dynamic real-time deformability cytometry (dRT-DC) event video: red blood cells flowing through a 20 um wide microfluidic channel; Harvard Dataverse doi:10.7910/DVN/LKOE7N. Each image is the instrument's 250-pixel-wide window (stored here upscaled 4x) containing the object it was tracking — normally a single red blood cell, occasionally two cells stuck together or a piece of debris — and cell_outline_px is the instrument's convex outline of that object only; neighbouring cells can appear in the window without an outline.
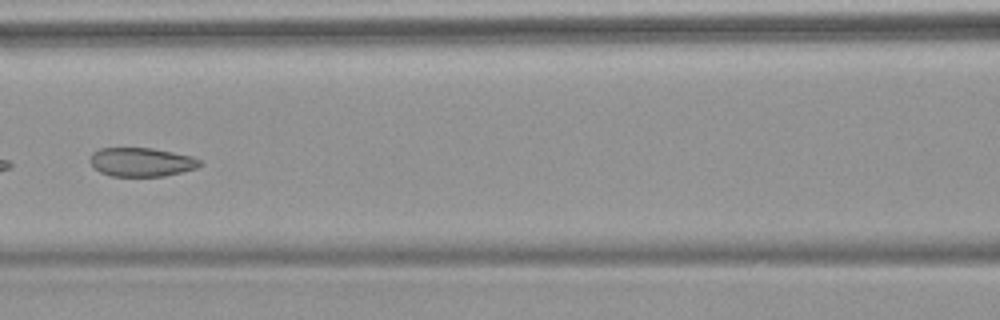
{"species": "common noctule bat (a hibernating species)", "species_latin": "Nyctalus noctula", "temperature_condition": "warm", "stored_images_in_passage": 7, "camera_frame_rate_fps": 3000, "um_per_image_px": 0.085, "animal": {"sex": "female", "body_mass_g": 18.4}, "frame": {"image": 1, "passage_image": 7, "time_ms": 7.0, "image_size_px": [1000, 320], "cell_outline_px": [[204, 164], [196, 168], [164, 176], [112, 176], [100, 172], [88, 160], [92, 152], [100, 148], [152, 148], [192, 156], [200, 160]], "centroid_in_image_um": [12.02, 13.77], "position_along_channel_um": 154.6, "area_um2": 18.44}}